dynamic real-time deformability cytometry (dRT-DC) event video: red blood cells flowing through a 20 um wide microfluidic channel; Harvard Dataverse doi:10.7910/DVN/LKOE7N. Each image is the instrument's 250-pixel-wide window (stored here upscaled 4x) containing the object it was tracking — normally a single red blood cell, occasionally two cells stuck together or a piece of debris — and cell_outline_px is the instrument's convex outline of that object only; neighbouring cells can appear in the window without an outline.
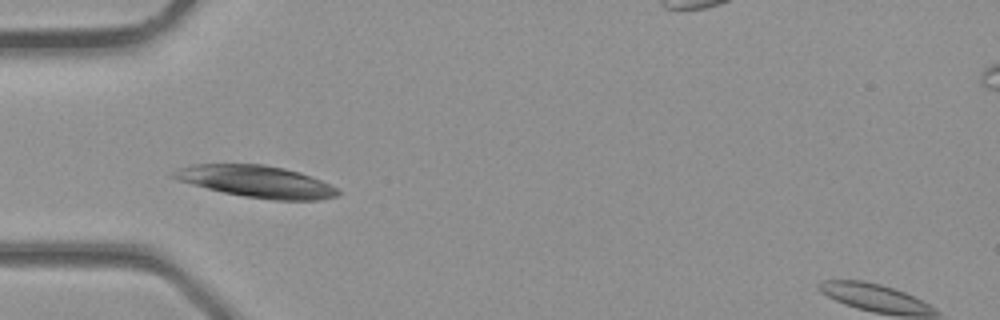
{"species": "common noctule bat (a hibernating species)", "species_latin": "Nyctalus noctula", "temperature_condition": "room temperature", "stored_images_in_passage": 2, "camera_frame_rate_fps": 3000, "um_per_image_px": 0.085, "animal": {"sex": "male", "body_mass_g": 23.1, "forearm_length_mm": 52.7}, "frame": {"image": 1, "passage_image": 2, "time_ms": 0.333, "image_size_px": [1000, 320], "cell_outline_px": [[340, 192], [336, 196], [320, 200], [276, 200], [244, 196], [224, 192], [192, 184], [168, 176], [176, 168], [192, 164], [264, 164], [284, 168], [300, 172], [312, 176], [336, 188]], "centroid_in_image_um": [21.78, 15.41], "position_along_channel_um": 63.2, "area_um2": 30.35}}